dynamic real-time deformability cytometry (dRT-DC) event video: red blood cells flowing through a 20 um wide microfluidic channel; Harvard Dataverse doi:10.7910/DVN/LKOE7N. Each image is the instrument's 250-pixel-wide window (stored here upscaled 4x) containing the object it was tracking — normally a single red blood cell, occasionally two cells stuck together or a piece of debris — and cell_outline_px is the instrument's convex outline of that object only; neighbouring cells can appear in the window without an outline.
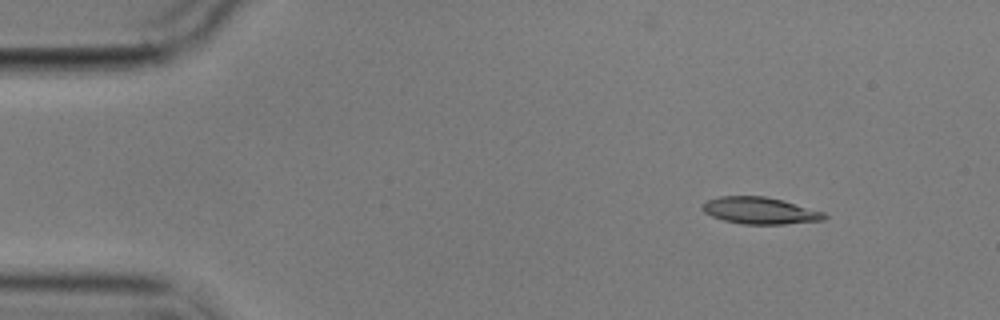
{"species": "common noctule bat (a hibernating species)", "species_latin": "Nyctalus noctula", "temperature_condition": "cold", "stored_images_in_passage": 4, "camera_frame_rate_fps": 3000, "um_per_image_px": 0.085, "animal": {"sex": "male", "body_mass_g": 17.9}, "frame": {"image": 1, "passage_image": 2, "time_ms": 1.333, "image_size_px": [1000, 320], "cell_outline_px": [[828, 216], [824, 220], [784, 224], [740, 224], [724, 220], [712, 216], [704, 212], [700, 208], [708, 200], [720, 196], [764, 196], [780, 200], [824, 212]], "centroid_in_image_um": [64.58, 17.91], "position_along_channel_um": 20.4, "area_um2": 18.84}}
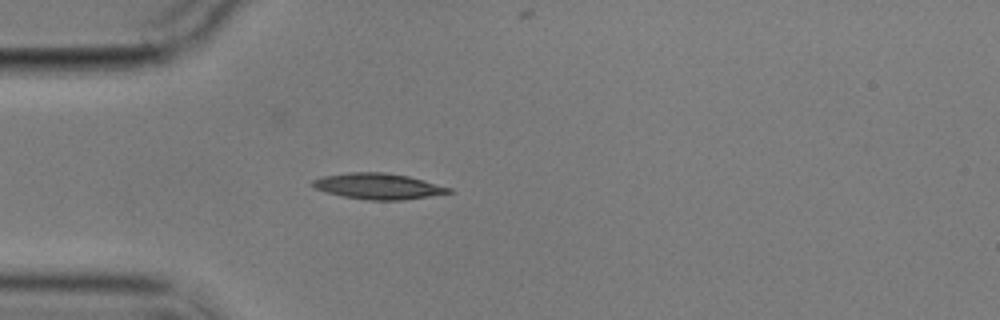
{"frame": {"image": 2, "passage_image": 4, "time_ms": 4.333, "image_size_px": [1000, 320], "cell_outline_px": [[456, 192], [400, 200], [368, 200], [340, 196], [316, 188], [308, 184], [312, 180], [324, 176], [348, 172], [380, 172], [408, 176], [424, 180], [452, 188]], "centroid_in_image_um": [32.15, 15.83], "position_along_channel_um": 52.9, "area_um2": 20.52}}